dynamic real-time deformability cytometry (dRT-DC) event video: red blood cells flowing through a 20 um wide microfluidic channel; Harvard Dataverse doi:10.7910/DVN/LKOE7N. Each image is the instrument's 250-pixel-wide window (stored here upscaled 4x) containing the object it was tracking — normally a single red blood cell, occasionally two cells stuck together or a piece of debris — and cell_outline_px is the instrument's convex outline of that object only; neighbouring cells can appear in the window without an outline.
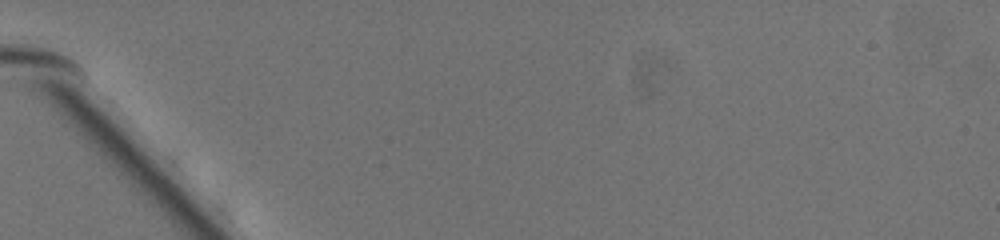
{"species": "common noctule bat (a hibernating species)", "species_latin": "Nyctalus noctula", "temperature_condition": "warm", "stored_images_in_passage": 2, "camera_frame_rate_fps": 3000, "um_per_image_px": 0.085, "animal": {"sex": "female", "body_mass_g": 19.5, "forearm_length_mm": 54.1}, "frame": {"image": 1, "passage_image": 1, "time_ms": 0.0, "image_size_px": [1000, 240], "cell_outline_px": [[288, 156], [260, 148], [256, 144], [220, 100], [240, 92], [260, 100], [288, 144]], "centroid_in_image_um": [21.81, 10.41], "position_along_channel_um": 63.2, "area_um2": 14.28}}